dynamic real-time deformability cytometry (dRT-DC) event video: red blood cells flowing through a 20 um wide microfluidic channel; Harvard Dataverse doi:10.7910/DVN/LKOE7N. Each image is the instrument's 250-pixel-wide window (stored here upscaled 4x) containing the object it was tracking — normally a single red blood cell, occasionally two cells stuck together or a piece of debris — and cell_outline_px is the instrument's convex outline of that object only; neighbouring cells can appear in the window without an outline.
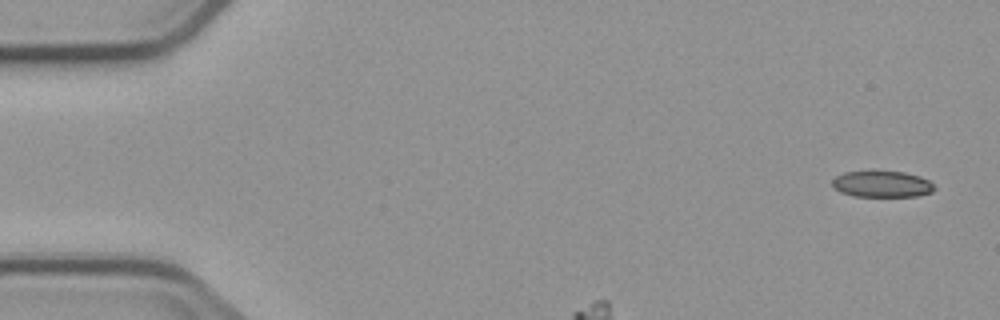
{"species": "common noctule bat (a hibernating species)", "species_latin": "Nyctalus noctula", "temperature_condition": "cold", "stored_images_in_passage": 4, "camera_frame_rate_fps": 3000, "um_per_image_px": 0.085, "animal": {"sex": "male", "body_mass_g": 23.1, "forearm_length_mm": 52.7}, "frame": {"image": 1, "passage_image": 1, "time_ms": 0.0, "image_size_px": [1000, 320], "cell_outline_px": [[936, 188], [932, 192], [920, 196], [852, 196], [840, 192], [832, 188], [832, 180], [836, 176], [844, 172], [872, 168], [904, 172], [920, 176], [928, 180]], "centroid_in_image_um": [74.92, 15.6], "position_along_channel_um": 10.1, "area_um2": 16.47}}
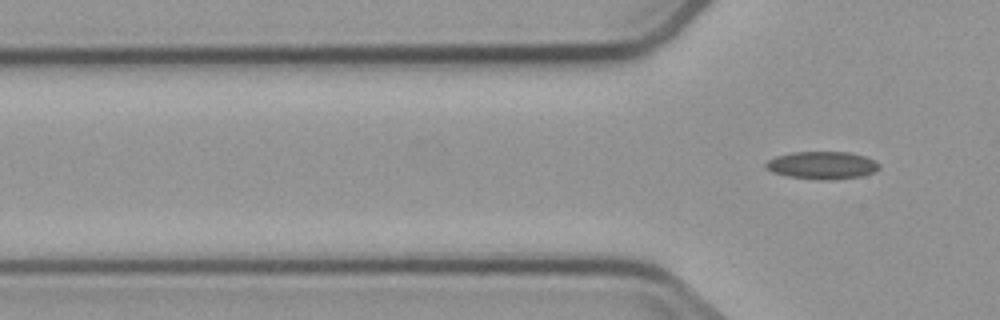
{"frame": {"image": 2, "passage_image": 4, "time_ms": 4.667, "image_size_px": [1000, 320], "cell_outline_px": [[880, 168], [872, 172], [860, 176], [832, 180], [820, 180], [788, 176], [772, 172], [764, 168], [764, 164], [768, 160], [776, 156], [792, 152], [852, 152], [864, 156], [880, 164]], "centroid_in_image_um": [69.85, 14.04], "position_along_channel_um": 56.0, "area_um2": 18.26}}